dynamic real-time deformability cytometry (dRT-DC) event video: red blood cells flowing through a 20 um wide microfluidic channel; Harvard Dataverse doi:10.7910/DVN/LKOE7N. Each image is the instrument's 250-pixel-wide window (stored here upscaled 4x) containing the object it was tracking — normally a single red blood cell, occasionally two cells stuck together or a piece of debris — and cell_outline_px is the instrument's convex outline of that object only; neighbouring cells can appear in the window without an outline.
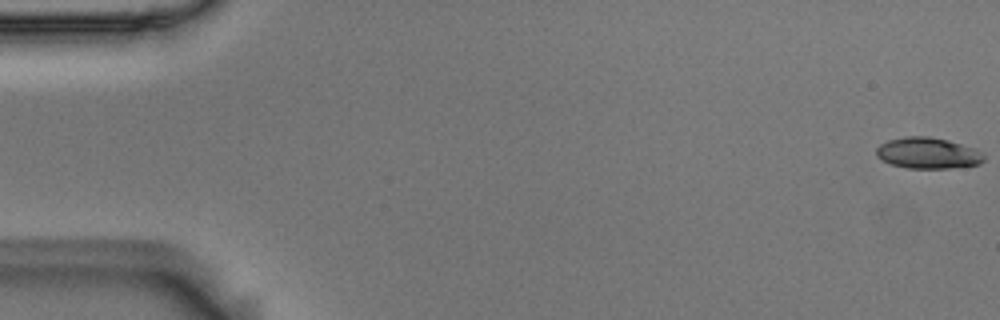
{"species": "Egyptian fruit bat (a non-hibernating species)", "species_latin": "Rousettus aegyptiacus", "temperature_condition": "room temperature", "stored_images_in_passage": 56, "camera_frame_rate_fps": 3000, "um_per_image_px": 0.085, "animal": {"sex": "male"}, "frame": {"image": 1, "passage_image": 1, "time_ms": 0.0, "image_size_px": [1000, 320], "cell_outline_px": [[984, 160], [980, 164], [948, 168], [908, 168], [892, 164], [876, 156], [876, 148], [880, 144], [888, 140], [904, 136], [928, 136], [948, 140], [976, 148], [984, 152]], "centroid_in_image_um": [78.9, 13.0], "position_along_channel_um": 6.1, "area_um2": 19.59}}
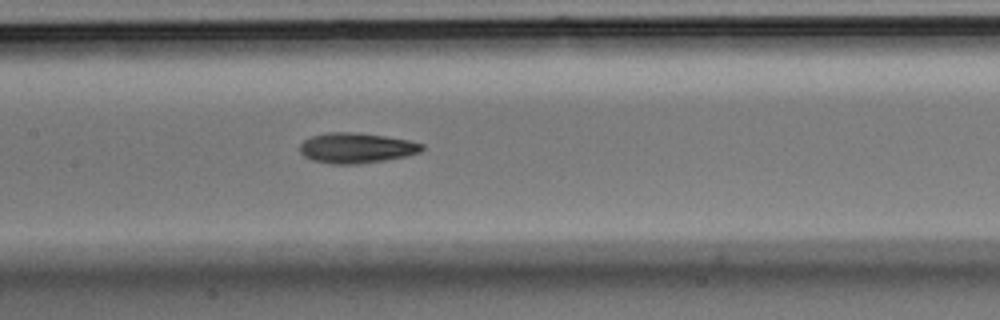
{"frame": {"image": 2, "passage_image": 27, "time_ms": 8.667, "image_size_px": [1000, 320], "cell_outline_px": [[424, 148], [420, 152], [404, 156], [384, 160], [356, 164], [332, 164], [312, 160], [304, 156], [300, 152], [300, 144], [304, 140], [312, 136], [324, 132], [356, 132], [384, 136], [408, 140], [424, 144]], "centroid_in_image_um": [30.26, 12.57], "position_along_channel_um": 177.1, "area_um2": 21.5}}
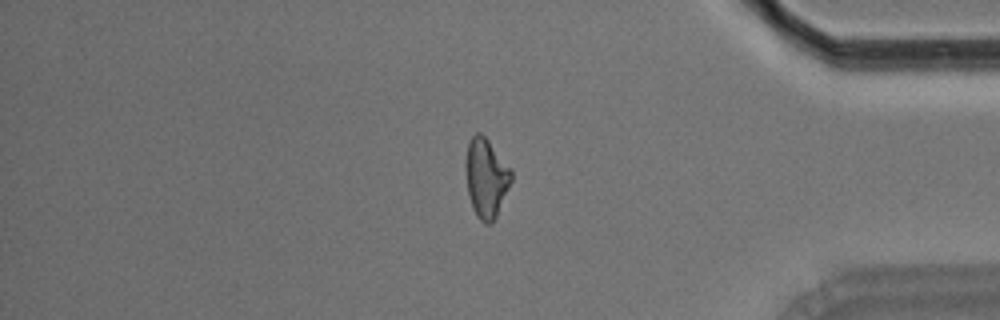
{"frame": {"image": 3, "passage_image": 47, "time_ms": 15.333, "image_size_px": [1000, 320], "cell_outline_px": [[512, 180], [496, 216], [492, 224], [484, 224], [476, 216], [472, 208], [468, 192], [464, 168], [464, 164], [468, 144], [472, 136], [476, 132], [480, 132], [488, 140], [512, 168]], "centroid_in_image_um": [41.31, 15.12], "position_along_channel_um": 393.9, "area_um2": 21.27}, "authors_computed_cell_mechanics": {"area_um2": 20.808, "velocity_mm_per_s": 3.6504, "shape_relaxation_time_tau1_ms": 10.7604, "shape_relaxation_time_tau2_ms": 3.8045, "deformation_change_tau1": 0.2307, "deformation_change_tau2": 0.116}}